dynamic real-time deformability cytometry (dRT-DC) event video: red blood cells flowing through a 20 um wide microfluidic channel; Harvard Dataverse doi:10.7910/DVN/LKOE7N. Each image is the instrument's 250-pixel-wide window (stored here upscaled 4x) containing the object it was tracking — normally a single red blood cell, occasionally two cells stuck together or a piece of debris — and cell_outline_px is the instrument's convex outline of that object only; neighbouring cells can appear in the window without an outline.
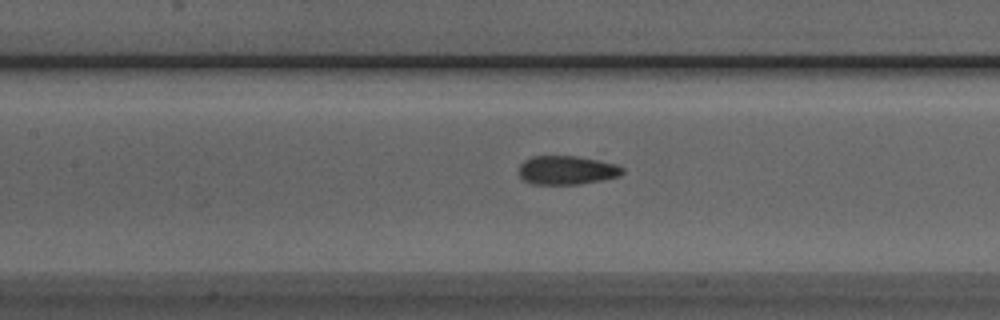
{"species": "Egyptian fruit bat (a non-hibernating species)", "species_latin": "Rousettus aegyptiacus", "temperature_condition": "room temperature", "stored_images_in_passage": 31, "camera_frame_rate_fps": 3000, "um_per_image_px": 0.085, "animal": {"sex": "male"}, "frame": {"image": 1, "passage_image": 9, "time_ms": 2.667, "image_size_px": [1000, 320], "cell_outline_px": [[624, 172], [620, 176], [604, 180], [580, 184], [532, 184], [524, 180], [520, 176], [520, 164], [524, 160], [532, 156], [576, 156], [616, 164], [624, 168]], "centroid_in_image_um": [48.2, 14.47], "position_along_channel_um": 159.2, "area_um2": 17.4}}
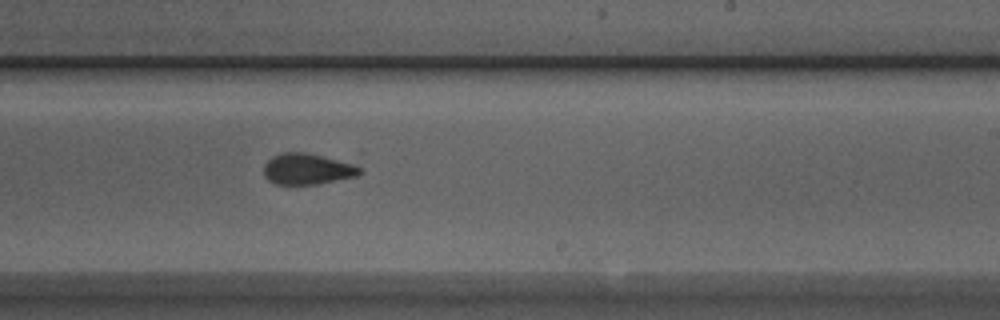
{"frame": {"image": 2, "passage_image": 17, "time_ms": 5.333, "image_size_px": [1000, 320], "cell_outline_px": [[364, 172], [356, 176], [320, 184], [276, 184], [268, 180], [264, 176], [264, 164], [272, 156], [280, 152], [308, 152], [352, 160]], "centroid_in_image_um": [26.21, 14.33], "position_along_channel_um": 262.8, "area_um2": 18.15}}
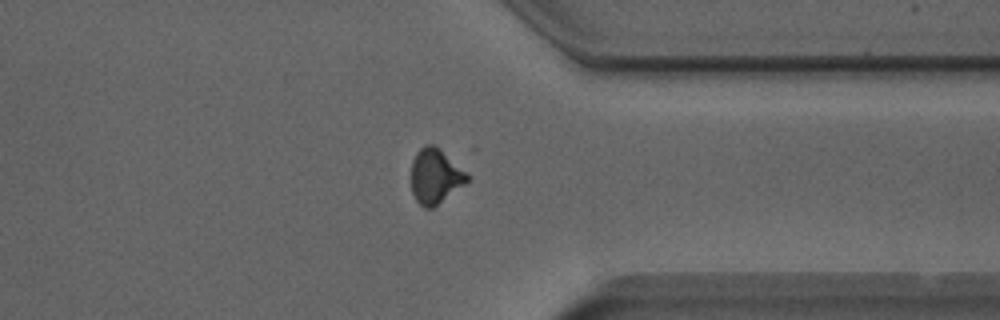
{"frame": {"image": 3, "passage_image": 26, "time_ms": 8.333, "image_size_px": [1000, 320], "cell_outline_px": [[468, 180], [464, 184], [432, 208], [424, 208], [416, 200], [412, 192], [412, 160], [416, 152], [424, 144], [432, 144], [440, 148], [468, 176]], "centroid_in_image_um": [36.95, 14.96], "position_along_channel_um": 374.4, "area_um2": 17.46}, "authors_computed_cell_mechanics": {"area_um2": 17.9758, "velocity_mm_per_s": 3.8977, "shape_relaxation_time_tau1_ms": 2.0578, "shape_relaxation_time_tau2_ms": null, "deformation_change_tau1": 0.1091, "deformation_change_tau2": null}}